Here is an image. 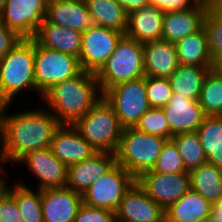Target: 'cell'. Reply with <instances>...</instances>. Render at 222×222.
<instances>
[{
    "label": "cell",
    "mask_w": 222,
    "mask_h": 222,
    "mask_svg": "<svg viewBox=\"0 0 222 222\" xmlns=\"http://www.w3.org/2000/svg\"><path fill=\"white\" fill-rule=\"evenodd\" d=\"M3 112V164L17 163L28 152L50 147L61 123L44 107L18 113Z\"/></svg>",
    "instance_id": "obj_1"
},
{
    "label": "cell",
    "mask_w": 222,
    "mask_h": 222,
    "mask_svg": "<svg viewBox=\"0 0 222 222\" xmlns=\"http://www.w3.org/2000/svg\"><path fill=\"white\" fill-rule=\"evenodd\" d=\"M102 97L96 74L82 70L76 76L50 87L41 99L61 124L73 125Z\"/></svg>",
    "instance_id": "obj_2"
},
{
    "label": "cell",
    "mask_w": 222,
    "mask_h": 222,
    "mask_svg": "<svg viewBox=\"0 0 222 222\" xmlns=\"http://www.w3.org/2000/svg\"><path fill=\"white\" fill-rule=\"evenodd\" d=\"M35 40L20 38L11 50L0 59V104L10 105L15 96L25 90L36 91ZM18 94V95H17Z\"/></svg>",
    "instance_id": "obj_3"
},
{
    "label": "cell",
    "mask_w": 222,
    "mask_h": 222,
    "mask_svg": "<svg viewBox=\"0 0 222 222\" xmlns=\"http://www.w3.org/2000/svg\"><path fill=\"white\" fill-rule=\"evenodd\" d=\"M166 140L134 127L123 128L115 152L116 162L137 179L142 173L153 169Z\"/></svg>",
    "instance_id": "obj_4"
},
{
    "label": "cell",
    "mask_w": 222,
    "mask_h": 222,
    "mask_svg": "<svg viewBox=\"0 0 222 222\" xmlns=\"http://www.w3.org/2000/svg\"><path fill=\"white\" fill-rule=\"evenodd\" d=\"M73 125L95 151L116 152L123 127L113 107L104 97Z\"/></svg>",
    "instance_id": "obj_5"
},
{
    "label": "cell",
    "mask_w": 222,
    "mask_h": 222,
    "mask_svg": "<svg viewBox=\"0 0 222 222\" xmlns=\"http://www.w3.org/2000/svg\"><path fill=\"white\" fill-rule=\"evenodd\" d=\"M145 76L143 44L128 37H121L114 52L96 73L103 94L110 87Z\"/></svg>",
    "instance_id": "obj_6"
},
{
    "label": "cell",
    "mask_w": 222,
    "mask_h": 222,
    "mask_svg": "<svg viewBox=\"0 0 222 222\" xmlns=\"http://www.w3.org/2000/svg\"><path fill=\"white\" fill-rule=\"evenodd\" d=\"M123 128L135 127L151 108L147 101L146 76L118 83L103 93Z\"/></svg>",
    "instance_id": "obj_7"
},
{
    "label": "cell",
    "mask_w": 222,
    "mask_h": 222,
    "mask_svg": "<svg viewBox=\"0 0 222 222\" xmlns=\"http://www.w3.org/2000/svg\"><path fill=\"white\" fill-rule=\"evenodd\" d=\"M82 71L79 59L63 52L40 46L35 41V82L42 95L53 85Z\"/></svg>",
    "instance_id": "obj_8"
},
{
    "label": "cell",
    "mask_w": 222,
    "mask_h": 222,
    "mask_svg": "<svg viewBox=\"0 0 222 222\" xmlns=\"http://www.w3.org/2000/svg\"><path fill=\"white\" fill-rule=\"evenodd\" d=\"M136 178L116 163L82 195L85 205L115 212Z\"/></svg>",
    "instance_id": "obj_9"
},
{
    "label": "cell",
    "mask_w": 222,
    "mask_h": 222,
    "mask_svg": "<svg viewBox=\"0 0 222 222\" xmlns=\"http://www.w3.org/2000/svg\"><path fill=\"white\" fill-rule=\"evenodd\" d=\"M124 34L116 30L93 24L82 33L79 56L81 69L97 73L114 52Z\"/></svg>",
    "instance_id": "obj_10"
},
{
    "label": "cell",
    "mask_w": 222,
    "mask_h": 222,
    "mask_svg": "<svg viewBox=\"0 0 222 222\" xmlns=\"http://www.w3.org/2000/svg\"><path fill=\"white\" fill-rule=\"evenodd\" d=\"M49 0H7L1 21L20 38H33L43 23Z\"/></svg>",
    "instance_id": "obj_11"
},
{
    "label": "cell",
    "mask_w": 222,
    "mask_h": 222,
    "mask_svg": "<svg viewBox=\"0 0 222 222\" xmlns=\"http://www.w3.org/2000/svg\"><path fill=\"white\" fill-rule=\"evenodd\" d=\"M136 181L164 210L178 201L191 188L189 172L161 174L146 171Z\"/></svg>",
    "instance_id": "obj_12"
},
{
    "label": "cell",
    "mask_w": 222,
    "mask_h": 222,
    "mask_svg": "<svg viewBox=\"0 0 222 222\" xmlns=\"http://www.w3.org/2000/svg\"><path fill=\"white\" fill-rule=\"evenodd\" d=\"M19 163L25 164L39 181V190L66 186L67 166L55 157L49 147L28 152L17 162Z\"/></svg>",
    "instance_id": "obj_13"
},
{
    "label": "cell",
    "mask_w": 222,
    "mask_h": 222,
    "mask_svg": "<svg viewBox=\"0 0 222 222\" xmlns=\"http://www.w3.org/2000/svg\"><path fill=\"white\" fill-rule=\"evenodd\" d=\"M116 222H165L164 209L136 181L115 211Z\"/></svg>",
    "instance_id": "obj_14"
},
{
    "label": "cell",
    "mask_w": 222,
    "mask_h": 222,
    "mask_svg": "<svg viewBox=\"0 0 222 222\" xmlns=\"http://www.w3.org/2000/svg\"><path fill=\"white\" fill-rule=\"evenodd\" d=\"M211 5V0H201L195 7L165 12L161 39L176 44L184 37L200 31L203 28L204 16Z\"/></svg>",
    "instance_id": "obj_15"
},
{
    "label": "cell",
    "mask_w": 222,
    "mask_h": 222,
    "mask_svg": "<svg viewBox=\"0 0 222 222\" xmlns=\"http://www.w3.org/2000/svg\"><path fill=\"white\" fill-rule=\"evenodd\" d=\"M55 157L67 167L90 158L97 151L70 124H61L53 134L49 147Z\"/></svg>",
    "instance_id": "obj_16"
},
{
    "label": "cell",
    "mask_w": 222,
    "mask_h": 222,
    "mask_svg": "<svg viewBox=\"0 0 222 222\" xmlns=\"http://www.w3.org/2000/svg\"><path fill=\"white\" fill-rule=\"evenodd\" d=\"M116 163L115 153L96 152L90 158L67 167L66 186L83 195Z\"/></svg>",
    "instance_id": "obj_17"
},
{
    "label": "cell",
    "mask_w": 222,
    "mask_h": 222,
    "mask_svg": "<svg viewBox=\"0 0 222 222\" xmlns=\"http://www.w3.org/2000/svg\"><path fill=\"white\" fill-rule=\"evenodd\" d=\"M82 203V195L67 186L41 190L44 222H74Z\"/></svg>",
    "instance_id": "obj_18"
},
{
    "label": "cell",
    "mask_w": 222,
    "mask_h": 222,
    "mask_svg": "<svg viewBox=\"0 0 222 222\" xmlns=\"http://www.w3.org/2000/svg\"><path fill=\"white\" fill-rule=\"evenodd\" d=\"M162 109L173 135L197 131L205 117L198 100L179 93H172L169 102Z\"/></svg>",
    "instance_id": "obj_19"
},
{
    "label": "cell",
    "mask_w": 222,
    "mask_h": 222,
    "mask_svg": "<svg viewBox=\"0 0 222 222\" xmlns=\"http://www.w3.org/2000/svg\"><path fill=\"white\" fill-rule=\"evenodd\" d=\"M45 18L81 33L94 24L85 0H49Z\"/></svg>",
    "instance_id": "obj_20"
},
{
    "label": "cell",
    "mask_w": 222,
    "mask_h": 222,
    "mask_svg": "<svg viewBox=\"0 0 222 222\" xmlns=\"http://www.w3.org/2000/svg\"><path fill=\"white\" fill-rule=\"evenodd\" d=\"M145 76L169 78L180 65L175 44L163 39L143 44Z\"/></svg>",
    "instance_id": "obj_21"
},
{
    "label": "cell",
    "mask_w": 222,
    "mask_h": 222,
    "mask_svg": "<svg viewBox=\"0 0 222 222\" xmlns=\"http://www.w3.org/2000/svg\"><path fill=\"white\" fill-rule=\"evenodd\" d=\"M33 39L40 46L57 50L79 59L82 43V33L80 31L56 25L45 18Z\"/></svg>",
    "instance_id": "obj_22"
},
{
    "label": "cell",
    "mask_w": 222,
    "mask_h": 222,
    "mask_svg": "<svg viewBox=\"0 0 222 222\" xmlns=\"http://www.w3.org/2000/svg\"><path fill=\"white\" fill-rule=\"evenodd\" d=\"M163 16L164 12L152 4L131 12L126 35L142 44L160 40Z\"/></svg>",
    "instance_id": "obj_23"
},
{
    "label": "cell",
    "mask_w": 222,
    "mask_h": 222,
    "mask_svg": "<svg viewBox=\"0 0 222 222\" xmlns=\"http://www.w3.org/2000/svg\"><path fill=\"white\" fill-rule=\"evenodd\" d=\"M211 206L209 200L190 188L164 210L165 222H198L211 215Z\"/></svg>",
    "instance_id": "obj_24"
},
{
    "label": "cell",
    "mask_w": 222,
    "mask_h": 222,
    "mask_svg": "<svg viewBox=\"0 0 222 222\" xmlns=\"http://www.w3.org/2000/svg\"><path fill=\"white\" fill-rule=\"evenodd\" d=\"M95 25L127 32L128 14L116 0H85Z\"/></svg>",
    "instance_id": "obj_25"
},
{
    "label": "cell",
    "mask_w": 222,
    "mask_h": 222,
    "mask_svg": "<svg viewBox=\"0 0 222 222\" xmlns=\"http://www.w3.org/2000/svg\"><path fill=\"white\" fill-rule=\"evenodd\" d=\"M215 66L179 65L168 78L173 93H179L192 100H198L205 77Z\"/></svg>",
    "instance_id": "obj_26"
},
{
    "label": "cell",
    "mask_w": 222,
    "mask_h": 222,
    "mask_svg": "<svg viewBox=\"0 0 222 222\" xmlns=\"http://www.w3.org/2000/svg\"><path fill=\"white\" fill-rule=\"evenodd\" d=\"M180 65L215 66L208 50V42L204 29L188 35L176 44Z\"/></svg>",
    "instance_id": "obj_27"
},
{
    "label": "cell",
    "mask_w": 222,
    "mask_h": 222,
    "mask_svg": "<svg viewBox=\"0 0 222 222\" xmlns=\"http://www.w3.org/2000/svg\"><path fill=\"white\" fill-rule=\"evenodd\" d=\"M196 132L207 162L222 170V116H205Z\"/></svg>",
    "instance_id": "obj_28"
},
{
    "label": "cell",
    "mask_w": 222,
    "mask_h": 222,
    "mask_svg": "<svg viewBox=\"0 0 222 222\" xmlns=\"http://www.w3.org/2000/svg\"><path fill=\"white\" fill-rule=\"evenodd\" d=\"M191 189L211 203L222 198V170L208 162L190 172Z\"/></svg>",
    "instance_id": "obj_29"
},
{
    "label": "cell",
    "mask_w": 222,
    "mask_h": 222,
    "mask_svg": "<svg viewBox=\"0 0 222 222\" xmlns=\"http://www.w3.org/2000/svg\"><path fill=\"white\" fill-rule=\"evenodd\" d=\"M37 190V191H36ZM7 191L15 198L22 222H44L41 205V190L34 191L22 182H16Z\"/></svg>",
    "instance_id": "obj_30"
},
{
    "label": "cell",
    "mask_w": 222,
    "mask_h": 222,
    "mask_svg": "<svg viewBox=\"0 0 222 222\" xmlns=\"http://www.w3.org/2000/svg\"><path fill=\"white\" fill-rule=\"evenodd\" d=\"M170 139L177 147L186 172H190L207 162L196 131L178 133L173 135Z\"/></svg>",
    "instance_id": "obj_31"
},
{
    "label": "cell",
    "mask_w": 222,
    "mask_h": 222,
    "mask_svg": "<svg viewBox=\"0 0 222 222\" xmlns=\"http://www.w3.org/2000/svg\"><path fill=\"white\" fill-rule=\"evenodd\" d=\"M198 102L205 116H222V74L216 68L205 77Z\"/></svg>",
    "instance_id": "obj_32"
},
{
    "label": "cell",
    "mask_w": 222,
    "mask_h": 222,
    "mask_svg": "<svg viewBox=\"0 0 222 222\" xmlns=\"http://www.w3.org/2000/svg\"><path fill=\"white\" fill-rule=\"evenodd\" d=\"M210 57L216 65L222 59V14L212 5L208 8L203 20Z\"/></svg>",
    "instance_id": "obj_33"
},
{
    "label": "cell",
    "mask_w": 222,
    "mask_h": 222,
    "mask_svg": "<svg viewBox=\"0 0 222 222\" xmlns=\"http://www.w3.org/2000/svg\"><path fill=\"white\" fill-rule=\"evenodd\" d=\"M140 132L157 135L169 140L173 134L162 108H150L134 127Z\"/></svg>",
    "instance_id": "obj_34"
},
{
    "label": "cell",
    "mask_w": 222,
    "mask_h": 222,
    "mask_svg": "<svg viewBox=\"0 0 222 222\" xmlns=\"http://www.w3.org/2000/svg\"><path fill=\"white\" fill-rule=\"evenodd\" d=\"M150 171L161 174L186 172L183 160L177 150V147L171 139L166 140L163 144L156 164Z\"/></svg>",
    "instance_id": "obj_35"
},
{
    "label": "cell",
    "mask_w": 222,
    "mask_h": 222,
    "mask_svg": "<svg viewBox=\"0 0 222 222\" xmlns=\"http://www.w3.org/2000/svg\"><path fill=\"white\" fill-rule=\"evenodd\" d=\"M172 88L168 78L146 76L147 101L152 108H163L172 96Z\"/></svg>",
    "instance_id": "obj_36"
},
{
    "label": "cell",
    "mask_w": 222,
    "mask_h": 222,
    "mask_svg": "<svg viewBox=\"0 0 222 222\" xmlns=\"http://www.w3.org/2000/svg\"><path fill=\"white\" fill-rule=\"evenodd\" d=\"M74 222H116L115 212L81 204Z\"/></svg>",
    "instance_id": "obj_37"
},
{
    "label": "cell",
    "mask_w": 222,
    "mask_h": 222,
    "mask_svg": "<svg viewBox=\"0 0 222 222\" xmlns=\"http://www.w3.org/2000/svg\"><path fill=\"white\" fill-rule=\"evenodd\" d=\"M0 222H22L16 200L8 191L0 197Z\"/></svg>",
    "instance_id": "obj_38"
},
{
    "label": "cell",
    "mask_w": 222,
    "mask_h": 222,
    "mask_svg": "<svg viewBox=\"0 0 222 222\" xmlns=\"http://www.w3.org/2000/svg\"><path fill=\"white\" fill-rule=\"evenodd\" d=\"M201 0H149L150 4L165 12L183 11L195 7Z\"/></svg>",
    "instance_id": "obj_39"
},
{
    "label": "cell",
    "mask_w": 222,
    "mask_h": 222,
    "mask_svg": "<svg viewBox=\"0 0 222 222\" xmlns=\"http://www.w3.org/2000/svg\"><path fill=\"white\" fill-rule=\"evenodd\" d=\"M20 40V37L9 29L0 18V59Z\"/></svg>",
    "instance_id": "obj_40"
},
{
    "label": "cell",
    "mask_w": 222,
    "mask_h": 222,
    "mask_svg": "<svg viewBox=\"0 0 222 222\" xmlns=\"http://www.w3.org/2000/svg\"><path fill=\"white\" fill-rule=\"evenodd\" d=\"M129 15L131 12L150 4L149 0H116Z\"/></svg>",
    "instance_id": "obj_41"
},
{
    "label": "cell",
    "mask_w": 222,
    "mask_h": 222,
    "mask_svg": "<svg viewBox=\"0 0 222 222\" xmlns=\"http://www.w3.org/2000/svg\"><path fill=\"white\" fill-rule=\"evenodd\" d=\"M211 215L217 220V222H222V198L219 201L212 203Z\"/></svg>",
    "instance_id": "obj_42"
},
{
    "label": "cell",
    "mask_w": 222,
    "mask_h": 222,
    "mask_svg": "<svg viewBox=\"0 0 222 222\" xmlns=\"http://www.w3.org/2000/svg\"><path fill=\"white\" fill-rule=\"evenodd\" d=\"M3 112L4 105L0 104V163H3Z\"/></svg>",
    "instance_id": "obj_43"
},
{
    "label": "cell",
    "mask_w": 222,
    "mask_h": 222,
    "mask_svg": "<svg viewBox=\"0 0 222 222\" xmlns=\"http://www.w3.org/2000/svg\"><path fill=\"white\" fill-rule=\"evenodd\" d=\"M3 168H4L3 163H0V197L7 191V188H8V185H7L8 182L6 180V176L3 171L4 170ZM4 176H5V178H4Z\"/></svg>",
    "instance_id": "obj_44"
},
{
    "label": "cell",
    "mask_w": 222,
    "mask_h": 222,
    "mask_svg": "<svg viewBox=\"0 0 222 222\" xmlns=\"http://www.w3.org/2000/svg\"><path fill=\"white\" fill-rule=\"evenodd\" d=\"M212 6L222 14V0H211Z\"/></svg>",
    "instance_id": "obj_45"
},
{
    "label": "cell",
    "mask_w": 222,
    "mask_h": 222,
    "mask_svg": "<svg viewBox=\"0 0 222 222\" xmlns=\"http://www.w3.org/2000/svg\"><path fill=\"white\" fill-rule=\"evenodd\" d=\"M198 222H217V220L212 215H210L206 218H203L202 220H200Z\"/></svg>",
    "instance_id": "obj_46"
},
{
    "label": "cell",
    "mask_w": 222,
    "mask_h": 222,
    "mask_svg": "<svg viewBox=\"0 0 222 222\" xmlns=\"http://www.w3.org/2000/svg\"><path fill=\"white\" fill-rule=\"evenodd\" d=\"M7 0H0V14L3 12Z\"/></svg>",
    "instance_id": "obj_47"
},
{
    "label": "cell",
    "mask_w": 222,
    "mask_h": 222,
    "mask_svg": "<svg viewBox=\"0 0 222 222\" xmlns=\"http://www.w3.org/2000/svg\"><path fill=\"white\" fill-rule=\"evenodd\" d=\"M215 68L222 74V59L215 65Z\"/></svg>",
    "instance_id": "obj_48"
}]
</instances>
